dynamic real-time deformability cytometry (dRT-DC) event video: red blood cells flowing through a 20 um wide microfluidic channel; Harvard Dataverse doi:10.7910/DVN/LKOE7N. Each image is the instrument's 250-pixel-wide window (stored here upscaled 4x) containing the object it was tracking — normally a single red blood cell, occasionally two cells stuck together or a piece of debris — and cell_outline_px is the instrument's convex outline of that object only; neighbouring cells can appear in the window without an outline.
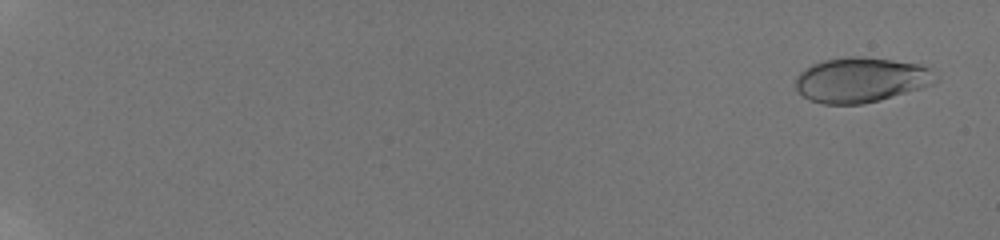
{"species": "human", "species_latin": "Homo sapiens", "temperature_condition": "room temperature", "stored_images_in_passage": 65, "camera_frame_rate_fps": 3000, "um_per_image_px": 0.085, "donor": {"sex": "male"}, "frame": {"image": 1, "passage_image": 2, "time_ms": 0.667, "image_size_px": [1000, 240], "cell_outline_px": [[940, 80], [932, 84], [920, 88], [880, 100], [864, 104], [824, 104], [808, 100], [796, 92], [796, 76], [804, 68], [820, 60], [852, 56], [860, 56], [892, 60], [920, 64], [928, 68], [940, 76]], "centroid_in_image_um": [73.16, 6.79], "position_along_channel_um": 11.8, "area_um2": 37.11}}
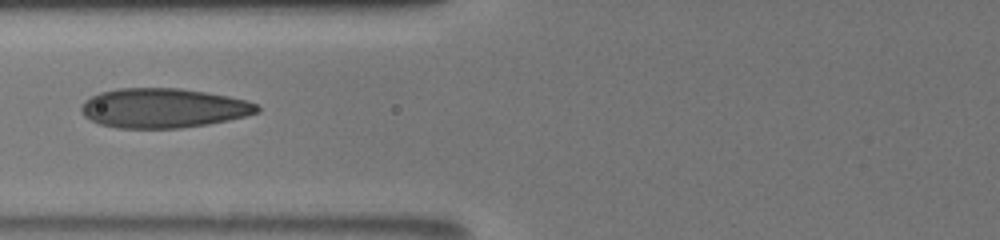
{"frame": {"image": 2, "passage_image": 36, "time_ms": 9.0, "image_size_px": [1000, 240], "cell_outline_px": [[260, 112], [228, 120], [208, 124], [180, 128], [120, 128], [100, 124], [84, 116], [80, 108], [84, 100], [100, 92], [120, 88], [180, 88], [228, 96], [248, 100], [256, 104], [260, 108]], "centroid_in_image_um": [13.88, 9.18], "position_along_channel_um": 111.9, "area_um2": 40.46}}
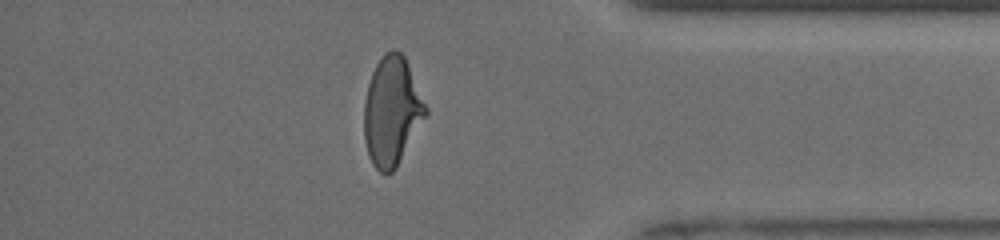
{"frame": {"image": 3, "passage_image": 57, "time_ms": 16.667, "image_size_px": [1000, 240], "cell_outline_px": [[428, 112], [396, 168], [388, 176], [380, 172], [372, 164], [368, 156], [364, 140], [364, 104], [368, 84], [372, 72], [376, 64], [384, 52], [392, 48], [396, 48], [404, 56], [408, 64], [428, 108]], "centroid_in_image_um": [33.29, 9.46], "position_along_channel_um": 401.9, "area_um2": 39.25}, "authors_computed_cell_mechanics": {"area_um2": 38.0902, "velocity_mm_per_s": 3.9562, "shape_relaxation_time_tau1_ms": 7.9187, "shape_relaxation_time_tau2_ms": null, "deformation_change_tau1": 0.2601, "deformation_change_tau2": null}}